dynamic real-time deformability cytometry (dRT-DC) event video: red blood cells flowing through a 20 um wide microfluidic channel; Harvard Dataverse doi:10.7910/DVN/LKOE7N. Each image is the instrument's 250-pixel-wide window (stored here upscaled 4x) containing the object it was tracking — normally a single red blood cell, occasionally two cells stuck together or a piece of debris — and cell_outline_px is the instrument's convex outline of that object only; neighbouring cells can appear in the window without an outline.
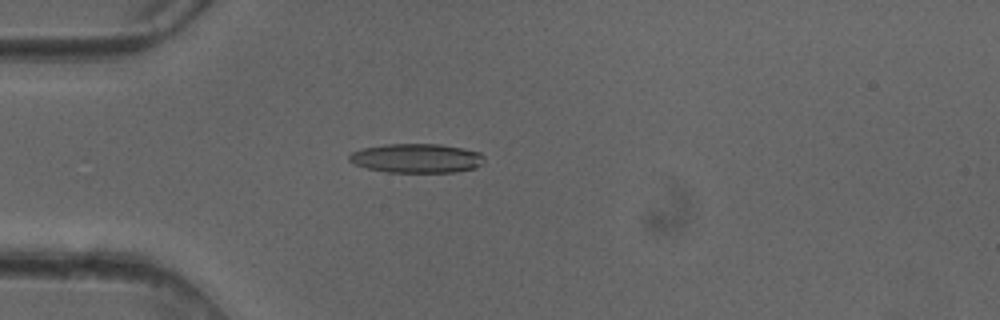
{"species": "common noctule bat (a hibernating species)", "species_latin": "Nyctalus noctula", "temperature_condition": "cold", "stored_images_in_passage": 50, "camera_frame_rate_fps": 3000, "um_per_image_px": 0.085, "animal": {"sex": "female"}, "frame": {"image": 1, "passage_image": 14, "time_ms": 4.333, "image_size_px": [1000, 320], "cell_outline_px": [[484, 156], [480, 164], [476, 168], [456, 172], [388, 172], [368, 168], [356, 164], [348, 160], [348, 156], [352, 152], [364, 148], [384, 144], [440, 144], [464, 148], [480, 152]], "centroid_in_image_um": [35.43, 13.44], "position_along_channel_um": 49.6, "area_um2": 22.89}}
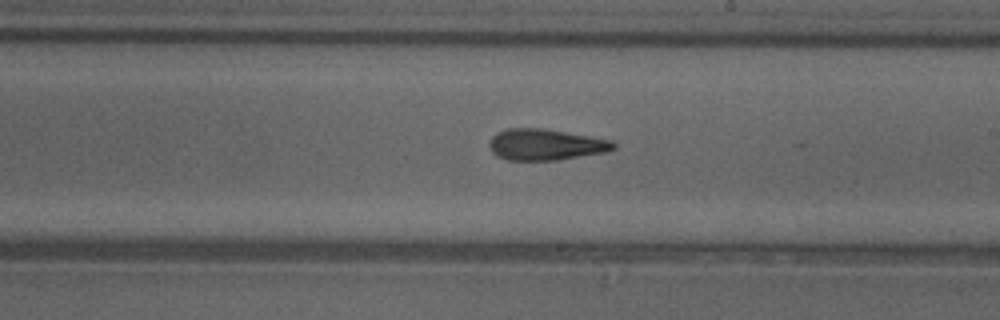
{"frame": {"image": 2, "passage_image": 29, "time_ms": 9.333, "image_size_px": [1000, 320], "cell_outline_px": [[616, 148], [604, 152], [556, 160], [508, 160], [496, 156], [492, 152], [488, 144], [492, 136], [496, 132], [508, 128], [544, 128], [612, 140], [616, 144]], "centroid_in_image_um": [46.34, 12.28], "position_along_channel_um": 242.7, "area_um2": 22.6}}
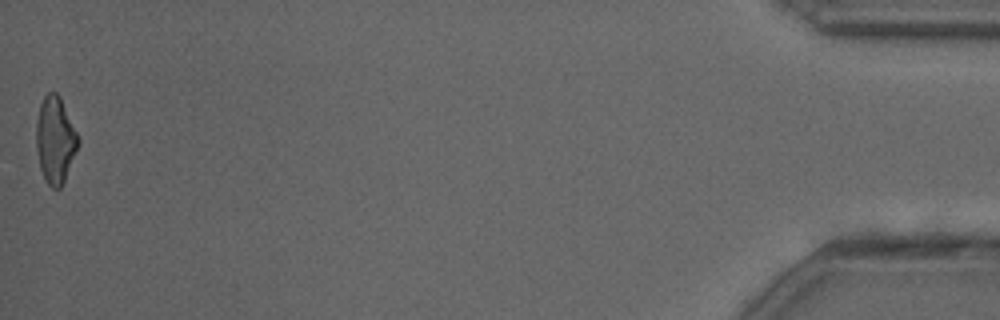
{"frame": {"image": 3, "passage_image": 50, "time_ms": 16.333, "image_size_px": [1000, 320], "cell_outline_px": [[80, 144], [64, 180], [60, 188], [52, 188], [48, 184], [40, 168], [36, 148], [36, 120], [40, 104], [44, 96], [48, 92], [56, 92], [60, 96], [80, 136]], "centroid_in_image_um": [4.71, 11.86], "position_along_channel_um": 430.5, "area_um2": 21.39}, "authors_computed_cell_mechanics": {"area_um2": 22.2241, "velocity_mm_per_s": 4.1229, "shape_relaxation_time_tau1_ms": 5.2165, "shape_relaxation_time_tau2_ms": 5.0169, "deformation_change_tau1": 0.1884, "deformation_change_tau2": 0.1851}}